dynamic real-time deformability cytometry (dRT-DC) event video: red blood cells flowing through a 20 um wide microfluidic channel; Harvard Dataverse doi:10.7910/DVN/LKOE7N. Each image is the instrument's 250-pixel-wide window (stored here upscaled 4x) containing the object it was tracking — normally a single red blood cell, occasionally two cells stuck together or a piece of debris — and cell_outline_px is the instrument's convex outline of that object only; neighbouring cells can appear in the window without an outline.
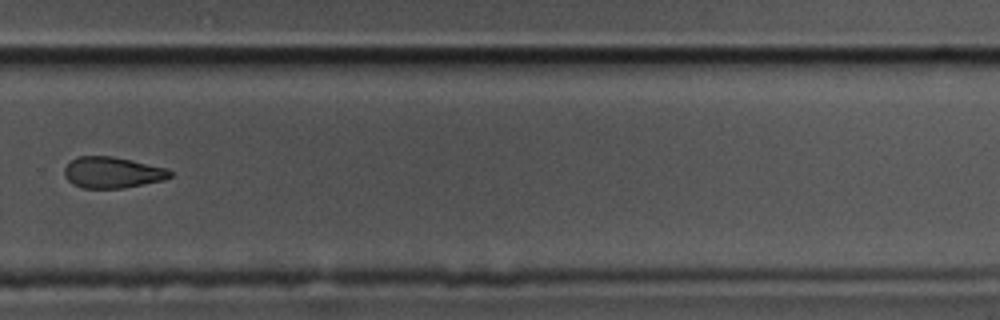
{"species": "common noctule bat (a hibernating species)", "species_latin": "Nyctalus noctula", "temperature_condition": "cold", "stored_images_in_passage": 15, "camera_frame_rate_fps": 3000, "um_per_image_px": 0.085, "animal": {"sex": "male", "body_mass_g": 17.5, "forearm_length_mm": 52.3}, "frame": {"image": 1, "passage_image": 11, "time_ms": 3.333, "image_size_px": [1000, 320], "cell_outline_px": [[172, 176], [164, 180], [124, 188], [84, 188], [72, 184], [64, 176], [64, 168], [72, 160], [80, 156], [112, 156], [132, 160], [168, 168], [172, 172]], "centroid_in_image_um": [9.57, 14.66], "position_along_channel_um": 320.2, "area_um2": 19.25}}
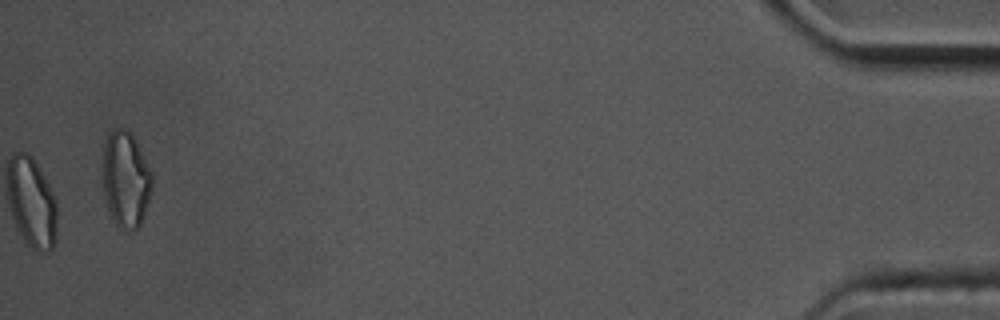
{"frame": {"image": 2, "passage_image": 15, "time_ms": 4.667, "image_size_px": [1000, 320], "cell_outline_px": [[152, 192], [148, 204], [140, 224], [136, 228], [124, 232], [116, 224], [108, 208], [104, 196], [104, 140], [108, 132], [112, 128], [124, 128], [136, 140], [152, 172]], "centroid_in_image_um": [10.7, 15.23], "position_along_channel_um": 424.5, "area_um2": 27.63}}